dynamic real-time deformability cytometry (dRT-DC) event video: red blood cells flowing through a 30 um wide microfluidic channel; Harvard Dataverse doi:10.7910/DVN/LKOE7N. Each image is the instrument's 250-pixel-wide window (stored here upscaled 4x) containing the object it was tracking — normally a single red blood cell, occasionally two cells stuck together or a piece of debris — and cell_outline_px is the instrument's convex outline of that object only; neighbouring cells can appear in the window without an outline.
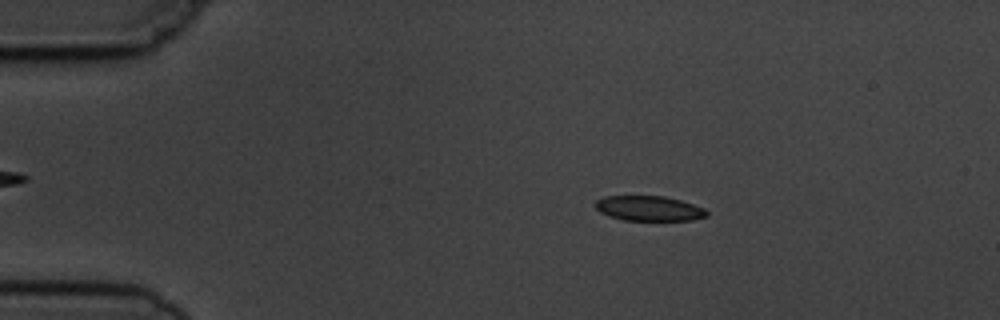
{"species": "common noctule bat (a hibernating species)", "species_latin": "Nyctalus noctula", "temperature_condition": "cold", "stored_images_in_passage": 4, "camera_frame_rate_fps": 3000, "um_per_image_px": 0.085, "animal": {"sex": "male", "body_mass_g": 19.5, "forearm_length_mm": 54.6}, "frame": {"image": 1, "passage_image": 2, "time_ms": 1.333, "image_size_px": [1000, 320], "cell_outline_px": [[708, 216], [692, 220], [624, 220], [608, 216], [600, 212], [592, 204], [596, 200], [604, 196], [664, 196], [680, 200], [704, 208], [708, 212]], "centroid_in_image_um": [55.13, 17.71], "position_along_channel_um": 29.9, "area_um2": 16.3}}